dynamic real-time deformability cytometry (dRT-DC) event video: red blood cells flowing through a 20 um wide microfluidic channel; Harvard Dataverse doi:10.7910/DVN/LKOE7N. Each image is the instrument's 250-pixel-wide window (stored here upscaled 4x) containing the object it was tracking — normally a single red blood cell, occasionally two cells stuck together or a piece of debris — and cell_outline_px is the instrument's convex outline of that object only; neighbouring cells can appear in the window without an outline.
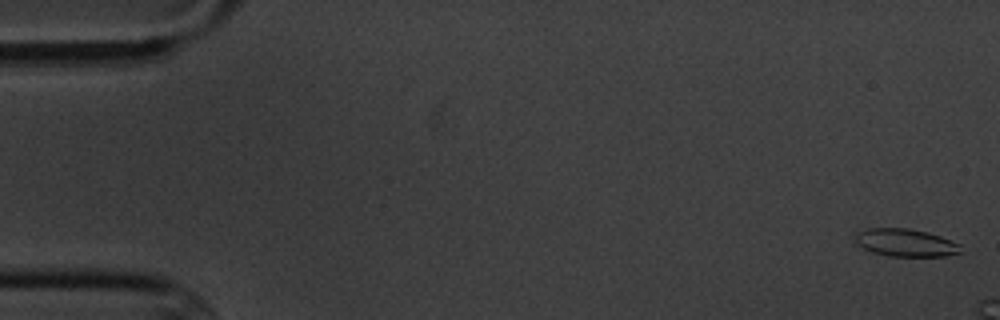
{"species": "common noctule bat (a hibernating species)", "species_latin": "Nyctalus noctula", "temperature_condition": "cold", "stored_images_in_passage": 3, "camera_frame_rate_fps": 3000, "um_per_image_px": 0.085, "animal": {"sex": "male", "body_mass_g": 20.1, "forearm_length_mm": 53.5}, "frame": {"image": 1, "passage_image": 1, "time_ms": 0.0, "image_size_px": [1000, 320], "cell_outline_px": [[960, 252], [944, 256], [888, 256], [872, 252], [856, 244], [852, 236], [856, 232], [868, 228], [908, 228], [928, 232], [940, 236], [960, 244]], "centroid_in_image_um": [76.91, 20.62], "position_along_channel_um": 8.1, "area_um2": 17.11}}